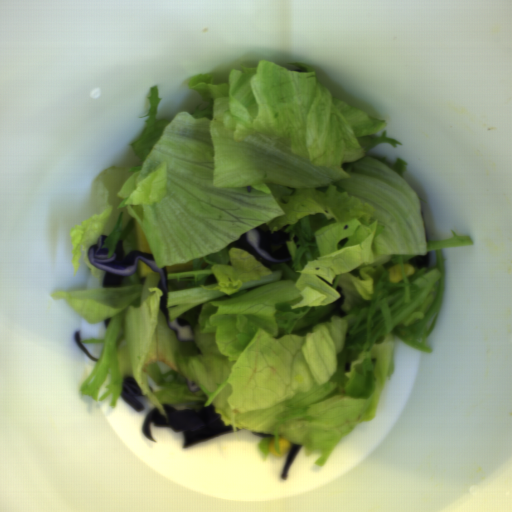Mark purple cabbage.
<instances>
[{
	"instance_id": "purple-cabbage-1",
	"label": "purple cabbage",
	"mask_w": 512,
	"mask_h": 512,
	"mask_svg": "<svg viewBox=\"0 0 512 512\" xmlns=\"http://www.w3.org/2000/svg\"><path fill=\"white\" fill-rule=\"evenodd\" d=\"M109 235L99 237L96 244L87 249V260L104 273L103 287H121L125 278L132 274L138 261H142L158 276V287L162 290L159 299V308L170 330L176 335L178 341H195V331L189 323L183 319L170 320L167 297L169 271L167 268H159L152 252L129 250L124 253V239L117 240L112 256H108L104 247Z\"/></svg>"
},
{
	"instance_id": "purple-cabbage-2",
	"label": "purple cabbage",
	"mask_w": 512,
	"mask_h": 512,
	"mask_svg": "<svg viewBox=\"0 0 512 512\" xmlns=\"http://www.w3.org/2000/svg\"><path fill=\"white\" fill-rule=\"evenodd\" d=\"M167 415L154 408L148 413L143 422L142 431L148 441L155 442L150 432L151 424L158 427H169L176 432H182L184 449L233 430V426H226L217 413L215 403H210L203 409H177L170 404H162Z\"/></svg>"
},
{
	"instance_id": "purple-cabbage-3",
	"label": "purple cabbage",
	"mask_w": 512,
	"mask_h": 512,
	"mask_svg": "<svg viewBox=\"0 0 512 512\" xmlns=\"http://www.w3.org/2000/svg\"><path fill=\"white\" fill-rule=\"evenodd\" d=\"M290 238L283 230L271 232L259 226L240 235L235 243L237 248L252 254L255 261L272 268L273 263L288 264L291 261L287 246Z\"/></svg>"
},
{
	"instance_id": "purple-cabbage-4",
	"label": "purple cabbage",
	"mask_w": 512,
	"mask_h": 512,
	"mask_svg": "<svg viewBox=\"0 0 512 512\" xmlns=\"http://www.w3.org/2000/svg\"><path fill=\"white\" fill-rule=\"evenodd\" d=\"M123 400L134 410L142 411L143 403L137 396H143L142 390L134 377L127 376L123 380L122 393Z\"/></svg>"
},
{
	"instance_id": "purple-cabbage-5",
	"label": "purple cabbage",
	"mask_w": 512,
	"mask_h": 512,
	"mask_svg": "<svg viewBox=\"0 0 512 512\" xmlns=\"http://www.w3.org/2000/svg\"><path fill=\"white\" fill-rule=\"evenodd\" d=\"M407 264L412 265L414 269L430 268V252L411 258Z\"/></svg>"
},
{
	"instance_id": "purple-cabbage-6",
	"label": "purple cabbage",
	"mask_w": 512,
	"mask_h": 512,
	"mask_svg": "<svg viewBox=\"0 0 512 512\" xmlns=\"http://www.w3.org/2000/svg\"><path fill=\"white\" fill-rule=\"evenodd\" d=\"M79 333H80V330H76L74 332V341H75V343L82 349V351L84 352L86 357H88L89 359H91V360H93L94 362L97 363L99 361V359L90 354L88 349L82 343V341H81V339L79 337Z\"/></svg>"
},
{
	"instance_id": "purple-cabbage-7",
	"label": "purple cabbage",
	"mask_w": 512,
	"mask_h": 512,
	"mask_svg": "<svg viewBox=\"0 0 512 512\" xmlns=\"http://www.w3.org/2000/svg\"><path fill=\"white\" fill-rule=\"evenodd\" d=\"M186 385H187V388L189 391H191L192 393H195L197 392L198 390H200V386L198 384H196L194 381H191L189 379L186 378Z\"/></svg>"
}]
</instances>
